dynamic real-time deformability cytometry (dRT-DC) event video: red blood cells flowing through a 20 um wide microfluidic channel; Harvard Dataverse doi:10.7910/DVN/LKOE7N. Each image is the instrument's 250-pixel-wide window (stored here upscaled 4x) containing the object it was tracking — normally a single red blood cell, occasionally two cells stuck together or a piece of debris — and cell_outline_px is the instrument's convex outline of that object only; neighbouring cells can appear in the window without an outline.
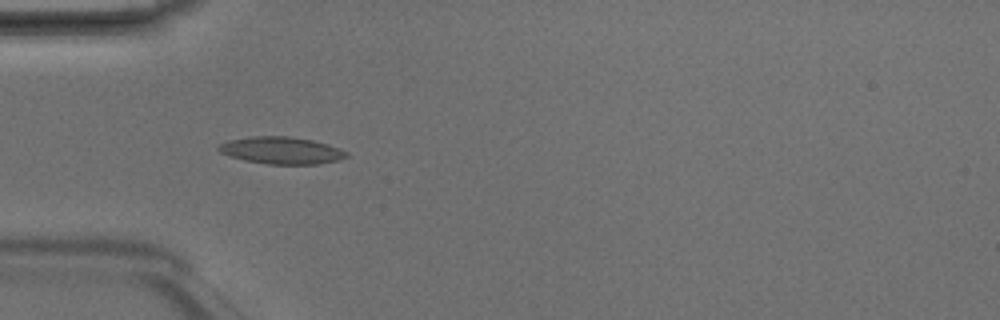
{"species": "Egyptian fruit bat (a non-hibernating species)", "species_latin": "Rousettus aegyptiacus", "temperature_condition": "room temperature", "stored_images_in_passage": 5, "camera_frame_rate_fps": 3000, "um_per_image_px": 0.085, "animal": {"sex": "male"}, "frame": {"image": 1, "passage_image": 5, "time_ms": 1.333, "image_size_px": [1000, 320], "cell_outline_px": [[348, 156], [340, 160], [316, 164], [268, 164], [244, 160], [228, 156], [220, 152], [216, 148], [220, 144], [228, 140], [252, 136], [288, 136], [312, 140], [328, 144], [340, 148], [348, 152]], "centroid_in_image_um": [23.92, 12.78], "position_along_channel_um": 61.1, "area_um2": 20.29}}